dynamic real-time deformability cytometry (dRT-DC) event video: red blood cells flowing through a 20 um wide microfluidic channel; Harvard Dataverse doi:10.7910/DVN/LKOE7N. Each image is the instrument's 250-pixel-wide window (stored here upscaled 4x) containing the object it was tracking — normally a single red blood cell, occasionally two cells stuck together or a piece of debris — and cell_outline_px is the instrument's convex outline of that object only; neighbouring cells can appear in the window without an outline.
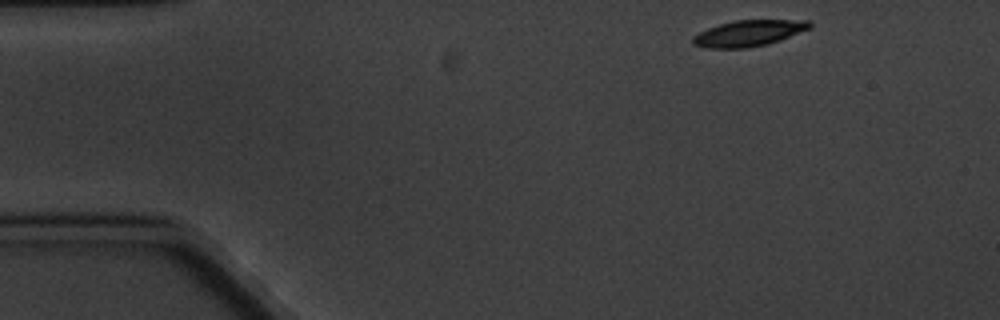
{"species": "common noctule bat (a hibernating species)", "species_latin": "Nyctalus noctula", "temperature_condition": "cold", "stored_images_in_passage": 4, "camera_frame_rate_fps": 3000, "um_per_image_px": 0.085, "animal": {"sex": "male", "body_mass_g": 20.1, "forearm_length_mm": 53.5}, "frame": {"image": 1, "passage_image": 1, "time_ms": 0.0, "image_size_px": [1000, 320], "cell_outline_px": [[812, 28], [780, 40], [768, 44], [748, 48], [704, 48], [692, 44], [692, 36], [708, 28], [720, 24], [736, 20], [808, 20], [812, 24]], "centroid_in_image_um": [63.64, 2.83], "position_along_channel_um": 21.4, "area_um2": 17.86}}
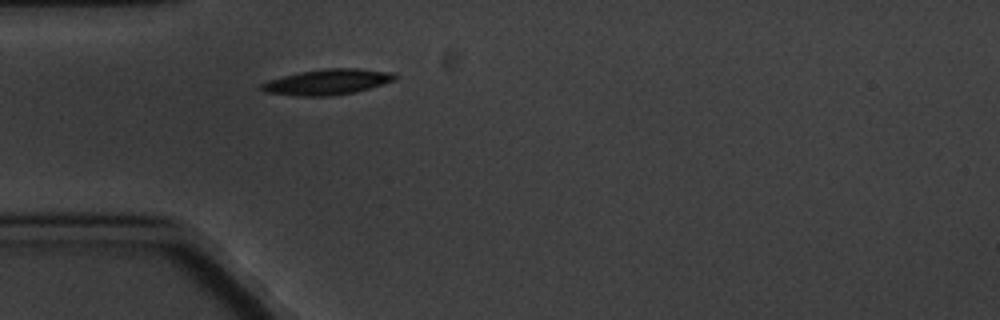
{"frame": {"image": 2, "passage_image": 4, "time_ms": 3.333, "image_size_px": [1000, 320], "cell_outline_px": [[400, 76], [396, 80], [384, 84], [356, 92], [332, 96], [296, 96], [264, 92], [260, 88], [260, 84], [268, 80], [300, 72], [324, 68], [356, 68], [396, 72]], "centroid_in_image_um": [27.89, 6.96], "position_along_channel_um": 57.1, "area_um2": 20.23}}